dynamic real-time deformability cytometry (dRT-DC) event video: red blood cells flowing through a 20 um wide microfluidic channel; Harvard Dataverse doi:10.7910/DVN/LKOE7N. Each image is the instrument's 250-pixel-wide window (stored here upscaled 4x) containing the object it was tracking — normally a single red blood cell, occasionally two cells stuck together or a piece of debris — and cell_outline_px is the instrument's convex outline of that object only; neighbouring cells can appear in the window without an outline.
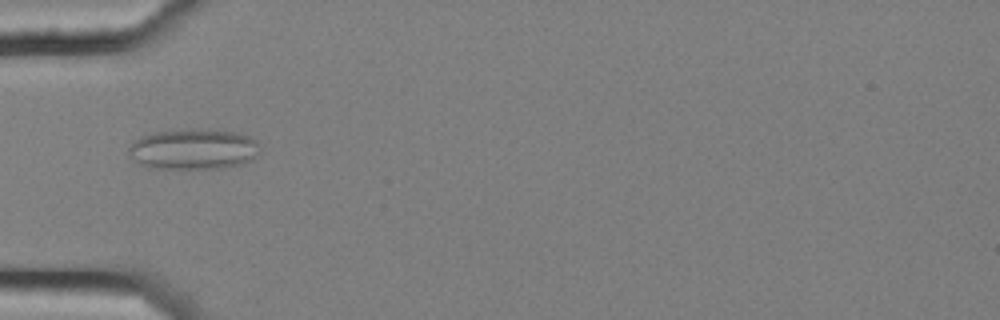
{"species": "common noctule bat (a hibernating species)", "species_latin": "Nyctalus noctula", "temperature_condition": "cold", "stored_images_in_passage": 2, "camera_frame_rate_fps": 3000, "um_per_image_px": 0.085, "animal": {"sex": "female", "body_mass_g": 25.1}, "frame": {"image": 1, "passage_image": 1, "time_ms": 0.0, "image_size_px": [1000, 320], "cell_outline_px": [[260, 152], [252, 160], [244, 164], [224, 168], [148, 168], [140, 164], [128, 152], [128, 148], [132, 140], [140, 136], [152, 132], [192, 128], [236, 132], [248, 136], [256, 140]], "centroid_in_image_um": [16.44, 12.67], "position_along_channel_um": 68.6, "area_um2": 31.44}}